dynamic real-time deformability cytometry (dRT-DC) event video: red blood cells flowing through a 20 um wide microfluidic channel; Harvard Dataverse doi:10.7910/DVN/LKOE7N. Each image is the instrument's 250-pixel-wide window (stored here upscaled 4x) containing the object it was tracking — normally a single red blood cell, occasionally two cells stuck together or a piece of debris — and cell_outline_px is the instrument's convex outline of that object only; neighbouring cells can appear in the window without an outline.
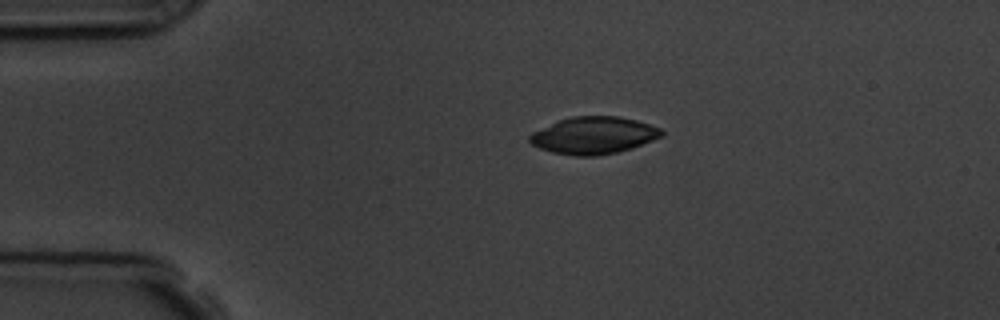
{"species": "common noctule bat (a hibernating species)", "species_latin": "Nyctalus noctula", "temperature_condition": "room temperature", "stored_images_in_passage": 2, "camera_frame_rate_fps": 3000, "um_per_image_px": 0.085, "animal": {"sex": "male", "body_mass_g": 19.5, "forearm_length_mm": 54.6}, "frame": {"image": 1, "passage_image": 1, "time_ms": 0.0, "image_size_px": [1000, 320], "cell_outline_px": [[664, 136], [632, 148], [616, 152], [596, 156], [572, 156], [552, 152], [540, 148], [532, 144], [528, 140], [528, 136], [532, 132], [556, 120], [572, 116], [620, 116], [636, 120], [660, 128], [664, 132]], "centroid_in_image_um": [50.44, 11.5], "position_along_channel_um": 34.6, "area_um2": 28.78}}